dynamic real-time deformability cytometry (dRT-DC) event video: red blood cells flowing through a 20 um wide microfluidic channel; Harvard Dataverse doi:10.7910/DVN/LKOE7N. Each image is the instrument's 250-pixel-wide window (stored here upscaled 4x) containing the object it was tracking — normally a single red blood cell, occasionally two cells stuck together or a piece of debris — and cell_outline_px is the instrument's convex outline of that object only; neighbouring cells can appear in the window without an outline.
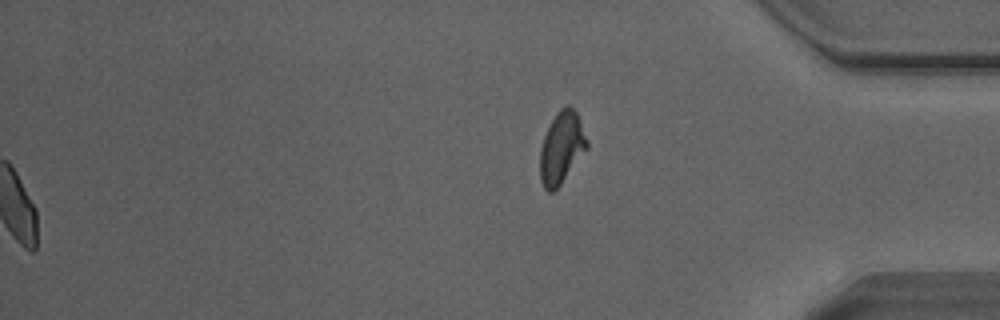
{"species": "Egyptian fruit bat (a non-hibernating species)", "species_latin": "Rousettus aegyptiacus", "temperature_condition": "warm", "stored_images_in_passage": 46, "segment_of_instrument_passage": [2, 2], "camera_frame_rate_fps": 3000, "um_per_image_px": 0.085, "animal": {"sex": "male"}, "frame": {"image": 1, "passage_image": 46, "time_ms": 15.0, "image_size_px": [1000, 320], "cell_outline_px": [[588, 148], [560, 184], [552, 192], [548, 192], [544, 188], [540, 180], [540, 148], [544, 136], [556, 112], [560, 108], [568, 104], [576, 112], [580, 120], [588, 140]], "centroid_in_image_um": [47.73, 12.54], "position_along_channel_um": 387.5, "area_um2": 19.54}}